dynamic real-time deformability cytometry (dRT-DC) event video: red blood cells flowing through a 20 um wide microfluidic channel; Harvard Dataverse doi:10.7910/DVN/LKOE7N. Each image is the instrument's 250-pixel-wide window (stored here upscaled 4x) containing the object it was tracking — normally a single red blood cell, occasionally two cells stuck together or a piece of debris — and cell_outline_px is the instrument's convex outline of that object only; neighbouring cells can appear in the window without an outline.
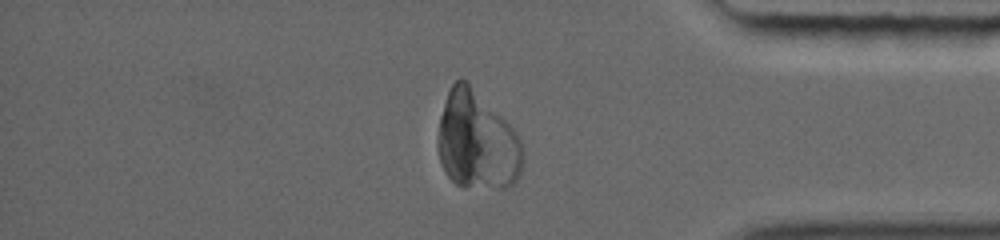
{"species": "common noctule bat (a hibernating species)", "species_latin": "Nyctalus noctula", "temperature_condition": "warm", "stored_images_in_passage": 17, "segment_of_instrument_passage": [2, 2], "camera_frame_rate_fps": 5000, "um_per_image_px": 0.085, "animal": {"sex": "female", "body_mass_g": 19.0, "forearm_length_mm": 56.7}, "frame": {"image": 1, "passage_image": 17, "time_ms": 8.4, "image_size_px": [1000, 240], "cell_outline_px": [[524, 164], [520, 176], [512, 184], [504, 188], [496, 188], [488, 116], [488, 112], [500, 116], [516, 132], [520, 140], [524, 152]], "centroid_in_image_um": [42.95, 12.9], "position_along_channel_um": 392.3, "area_um2": 13.35}}